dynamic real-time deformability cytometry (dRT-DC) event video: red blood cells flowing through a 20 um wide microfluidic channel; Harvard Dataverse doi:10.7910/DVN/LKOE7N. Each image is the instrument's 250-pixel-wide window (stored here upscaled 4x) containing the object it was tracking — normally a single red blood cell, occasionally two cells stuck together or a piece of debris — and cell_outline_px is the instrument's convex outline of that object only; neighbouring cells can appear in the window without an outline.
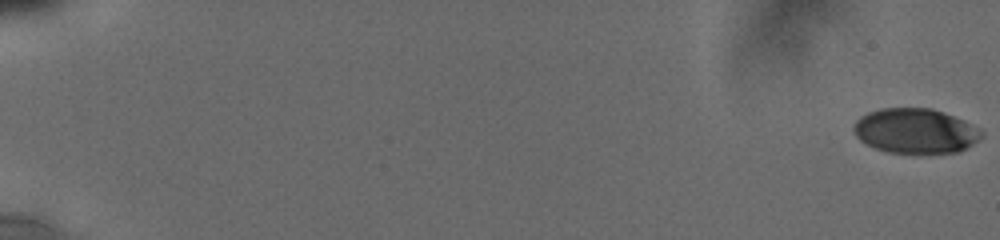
{"species": "human", "species_latin": "Homo sapiens", "temperature_condition": "cold", "stored_images_in_passage": 34, "camera_frame_rate_fps": 3000, "um_per_image_px": 0.085, "donor": {"sex": "male"}, "frame": {"image": 1, "passage_image": 1, "time_ms": 0.0, "image_size_px": [1000, 240], "cell_outline_px": [[984, 136], [968, 148], [956, 152], [888, 152], [876, 148], [860, 140], [856, 136], [852, 128], [856, 120], [860, 116], [868, 112], [880, 108], [932, 108], [964, 120], [980, 128], [984, 132]], "centroid_in_image_um": [77.83, 11.11], "position_along_channel_um": 7.2, "area_um2": 33.41}}
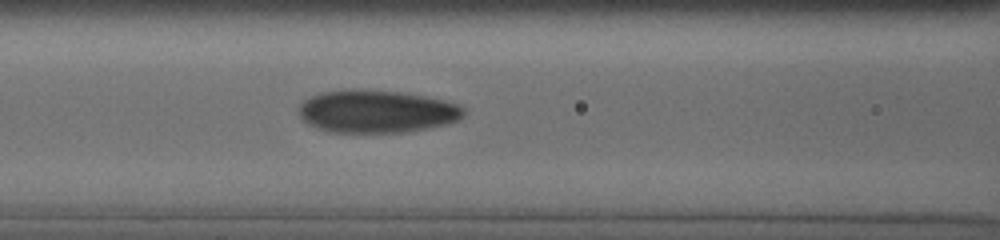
{"frame": {"image": 2, "passage_image": 15, "time_ms": 9.0, "image_size_px": [1000, 240], "cell_outline_px": [[464, 116], [460, 120], [428, 128], [404, 132], [328, 132], [316, 128], [308, 124], [300, 116], [300, 104], [304, 100], [320, 92], [400, 92], [424, 96], [444, 100], [460, 104], [464, 108]], "centroid_in_image_um": [32.07, 9.51], "position_along_channel_um": 134.5, "area_um2": 40.06}}
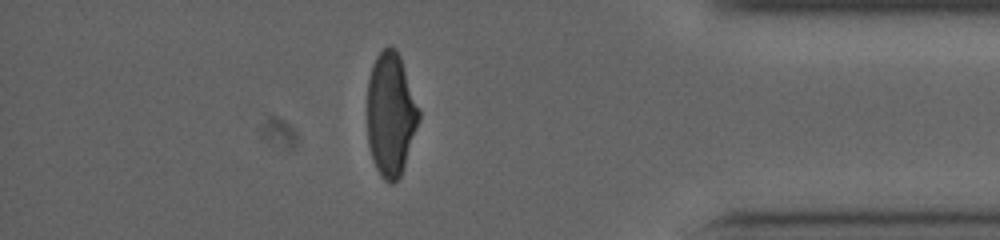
{"frame": {"image": 3, "passage_image": 30, "time_ms": 16.667, "image_size_px": [1000, 240], "cell_outline_px": [[420, 120], [400, 176], [392, 184], [384, 180], [376, 168], [372, 160], [368, 144], [368, 80], [372, 64], [376, 56], [388, 44], [396, 48], [400, 56], [420, 108]], "centroid_in_image_um": [33.22, 9.69], "position_along_channel_um": 402.0, "area_um2": 37.34}, "authors_computed_cell_mechanics": {"area_um2": 38.2925, "velocity_mm_per_s": 3.8278, "shape_relaxation_time_tau1_ms": 6.0558, "shape_relaxation_time_tau2_ms": 0.9324, "deformation_change_tau1": 0.1964, "deformation_change_tau2": 0.0563}}